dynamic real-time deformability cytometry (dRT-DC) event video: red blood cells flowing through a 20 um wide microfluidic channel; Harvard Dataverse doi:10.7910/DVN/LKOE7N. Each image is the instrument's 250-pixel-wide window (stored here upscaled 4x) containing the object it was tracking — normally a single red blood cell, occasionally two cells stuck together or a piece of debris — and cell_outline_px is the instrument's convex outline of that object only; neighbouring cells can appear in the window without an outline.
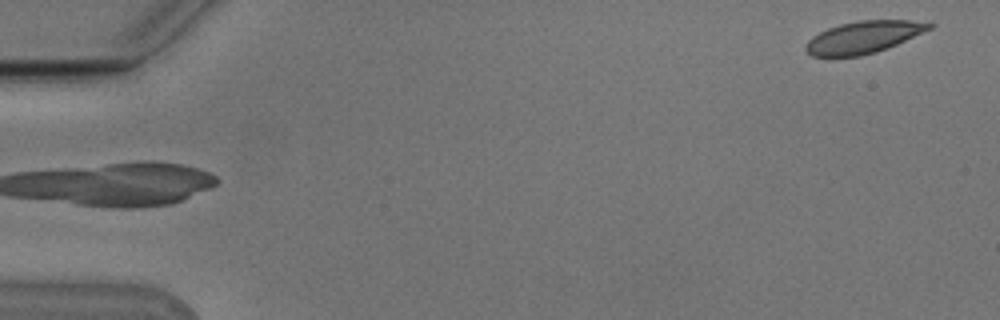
{"species": "Egyptian fruit bat (a non-hibernating species)", "species_latin": "Rousettus aegyptiacus", "temperature_condition": "cold", "stored_images_in_passage": 53, "camera_frame_rate_fps": 3000, "um_per_image_px": 0.085, "animal": {"sex": "male"}, "frame": {"image": 1, "passage_image": 1, "time_ms": 0.0, "image_size_px": [1000, 320], "cell_outline_px": [[936, 24], [932, 28], [896, 44], [876, 52], [860, 56], [812, 56], [804, 48], [808, 40], [812, 36], [828, 28], [840, 24], [856, 20], [908, 20]], "centroid_in_image_um": [73.38, 3.15], "position_along_channel_um": 11.6, "area_um2": 22.89}}
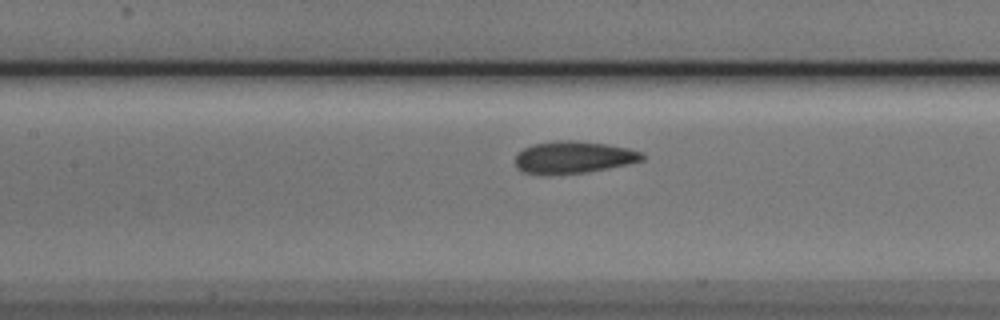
{"frame": {"image": 2, "passage_image": 24, "time_ms": 7.667, "image_size_px": [1000, 320], "cell_outline_px": [[644, 160], [628, 164], [588, 172], [524, 172], [516, 168], [516, 152], [524, 148], [536, 144], [556, 140], [572, 140], [608, 144], [628, 148], [640, 152], [644, 156]], "centroid_in_image_um": [48.78, 13.33], "position_along_channel_um": 158.6, "area_um2": 23.12}}
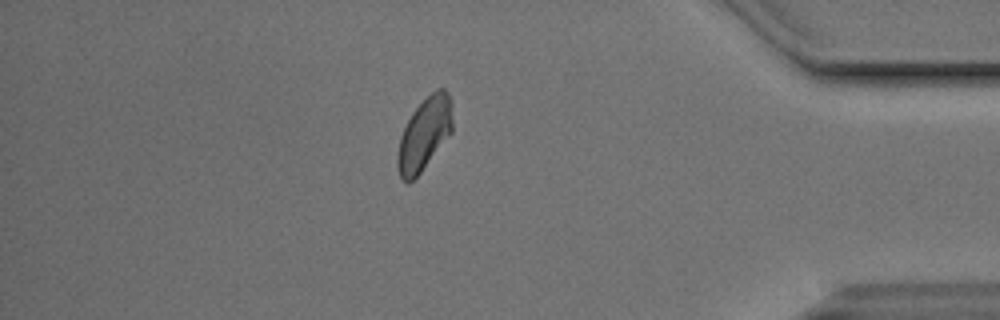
{"frame": {"image": 3, "passage_image": 46, "time_ms": 15.0, "image_size_px": [1000, 320], "cell_outline_px": [[452, 132], [420, 172], [408, 184], [400, 176], [396, 164], [396, 156], [400, 136], [412, 112], [436, 88], [444, 88], [448, 92], [452, 100]], "centroid_in_image_um": [36.07, 11.37], "position_along_channel_um": 399.1, "area_um2": 23.12}, "authors_computed_cell_mechanics": {"area_um2": 23.6402, "velocity_mm_per_s": 3.7497, "shape_relaxation_time_tau1_ms": 2.5175, "shape_relaxation_time_tau2_ms": 2.6986, "deformation_change_tau1": 0.0954, "deformation_change_tau2": 0.0523}}